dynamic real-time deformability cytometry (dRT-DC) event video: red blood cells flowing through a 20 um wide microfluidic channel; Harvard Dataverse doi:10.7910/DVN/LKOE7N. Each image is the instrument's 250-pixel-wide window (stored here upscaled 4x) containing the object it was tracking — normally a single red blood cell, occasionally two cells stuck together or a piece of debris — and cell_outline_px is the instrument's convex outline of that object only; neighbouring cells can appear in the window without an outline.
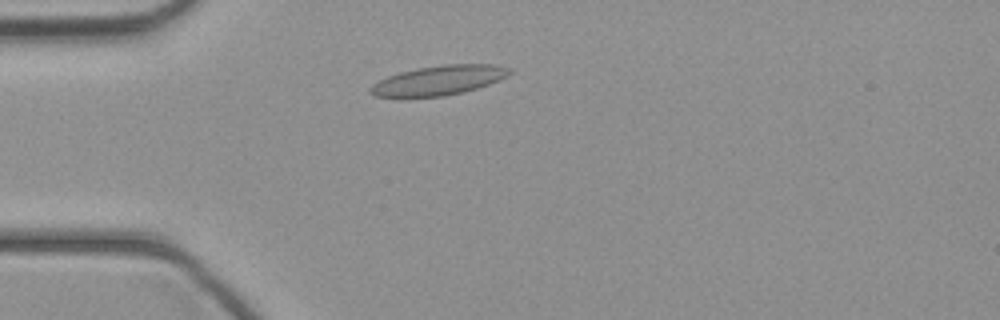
{"species": "common noctule bat (a hibernating species)", "species_latin": "Nyctalus noctula", "temperature_condition": "cold", "stored_images_in_passage": 34, "camera_frame_rate_fps": 3000, "um_per_image_px": 0.085, "animal": {"sex": "female", "body_mass_g": 21.9}, "frame": {"image": 1, "passage_image": 2, "time_ms": 0.333, "image_size_px": [1000, 320], "cell_outline_px": [[512, 72], [508, 76], [500, 80], [476, 88], [444, 96], [396, 100], [372, 96], [368, 92], [368, 88], [372, 84], [388, 76], [400, 72], [416, 68], [444, 64], [496, 64], [512, 68]], "centroid_in_image_um": [37.19, 6.87], "position_along_channel_um": 47.8, "area_um2": 24.91}}
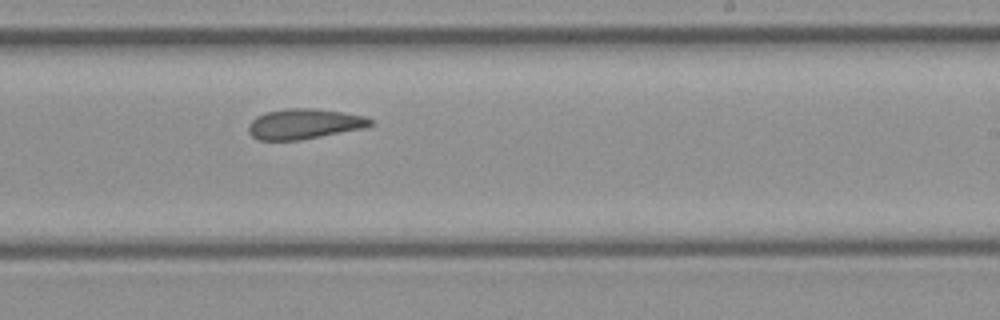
{"frame": {"image": 2, "passage_image": 17, "time_ms": 5.333, "image_size_px": [1000, 320], "cell_outline_px": [[376, 124], [364, 128], [300, 140], [256, 140], [248, 132], [248, 124], [256, 116], [268, 112], [288, 108], [312, 108], [340, 112], [364, 116], [372, 120]], "centroid_in_image_um": [25.84, 10.54], "position_along_channel_um": 263.2, "area_um2": 21.44}}
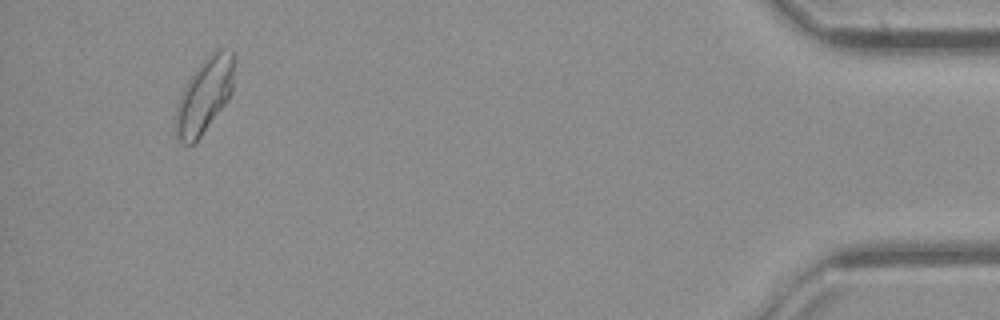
{"frame": {"image": 3, "passage_image": 32, "time_ms": 10.333, "image_size_px": [1000, 320], "cell_outline_px": [[236, 60], [232, 92], [228, 100], [200, 136], [192, 144], [184, 144], [176, 136], [172, 128], [176, 108], [180, 96], [192, 72], [216, 48], [220, 48], [232, 52]], "centroid_in_image_um": [17.37, 8.1], "position_along_channel_um": 417.8, "area_um2": 25.78}}